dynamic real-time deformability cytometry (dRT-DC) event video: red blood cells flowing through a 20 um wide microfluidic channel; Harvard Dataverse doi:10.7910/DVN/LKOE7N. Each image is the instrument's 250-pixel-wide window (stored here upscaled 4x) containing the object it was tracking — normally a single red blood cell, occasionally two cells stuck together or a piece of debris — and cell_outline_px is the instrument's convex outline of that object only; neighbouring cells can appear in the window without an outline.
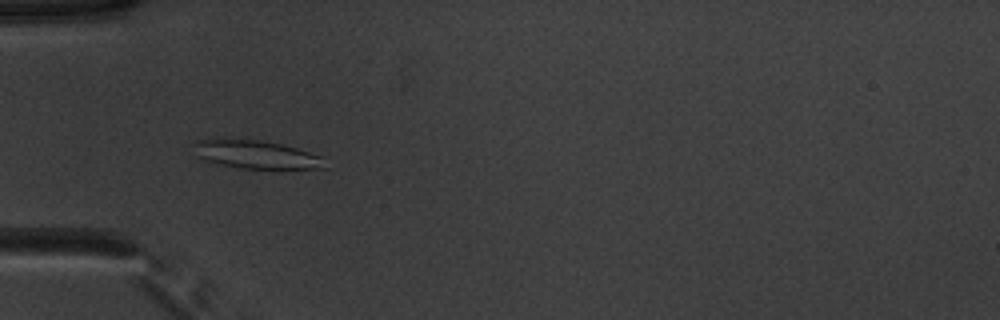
{"species": "common noctule bat (a hibernating species)", "species_latin": "Nyctalus noctula", "temperature_condition": "warm", "stored_images_in_passage": 46, "camera_frame_rate_fps": 3000, "um_per_image_px": 0.085, "animal": {"sex": "male", "body_mass_g": 20.1, "forearm_length_mm": 53.5}, "frame": {"image": 1, "passage_image": 11, "time_ms": 3.333, "image_size_px": [1000, 320], "cell_outline_px": [[328, 168], [276, 172], [236, 168], [204, 160], [196, 156], [192, 144], [196, 140], [224, 136], [264, 140], [296, 148], [324, 156]], "centroid_in_image_um": [21.81, 13.16], "position_along_channel_um": 63.2, "area_um2": 23.76}}
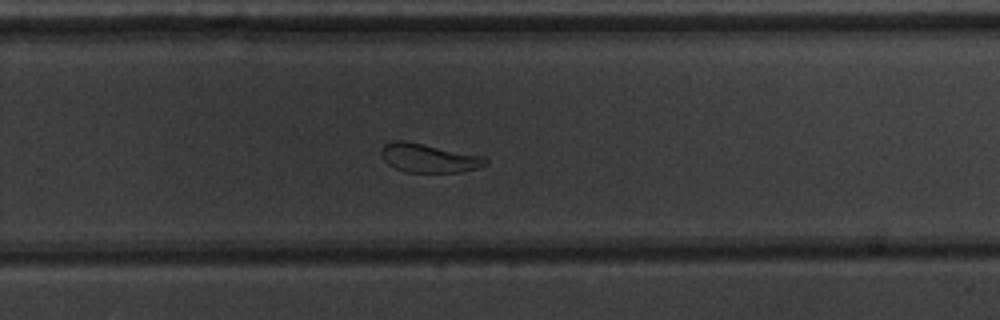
{"frame": {"image": 2, "passage_image": 29, "time_ms": 9.333, "image_size_px": [1000, 320], "cell_outline_px": [[488, 164], [476, 168], [460, 172], [404, 172], [388, 164], [380, 156], [380, 148], [384, 144], [396, 140], [404, 140], [484, 156], [488, 160]], "centroid_in_image_um": [36.42, 13.43], "position_along_channel_um": 293.4, "area_um2": 17.57}}
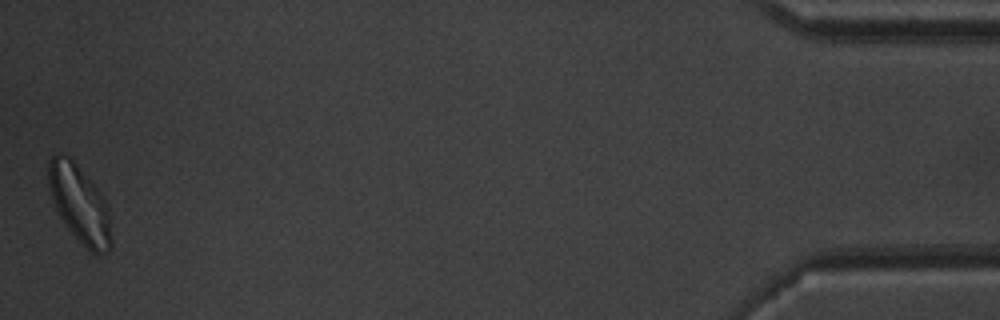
{"frame": {"image": 3, "passage_image": 46, "time_ms": 15.0, "image_size_px": [1000, 320], "cell_outline_px": [[112, 244], [108, 252], [96, 256], [88, 252], [68, 228], [60, 216], [52, 200], [48, 184], [48, 160], [52, 156], [60, 152], [68, 156], [76, 164], [104, 196], [108, 204], [112, 240]], "centroid_in_image_um": [6.79, 17.38], "position_along_channel_um": 428.4, "area_um2": 28.73}, "authors_computed_cell_mechanics": {"area_um2": 21.2126, "velocity_mm_per_s": 3.8885, "shape_relaxation_time_tau1_ms": 4.1887, "shape_relaxation_time_tau2_ms": 2.7667, "deformation_change_tau1": 0.1139, "deformation_change_tau2": 0.0818}}